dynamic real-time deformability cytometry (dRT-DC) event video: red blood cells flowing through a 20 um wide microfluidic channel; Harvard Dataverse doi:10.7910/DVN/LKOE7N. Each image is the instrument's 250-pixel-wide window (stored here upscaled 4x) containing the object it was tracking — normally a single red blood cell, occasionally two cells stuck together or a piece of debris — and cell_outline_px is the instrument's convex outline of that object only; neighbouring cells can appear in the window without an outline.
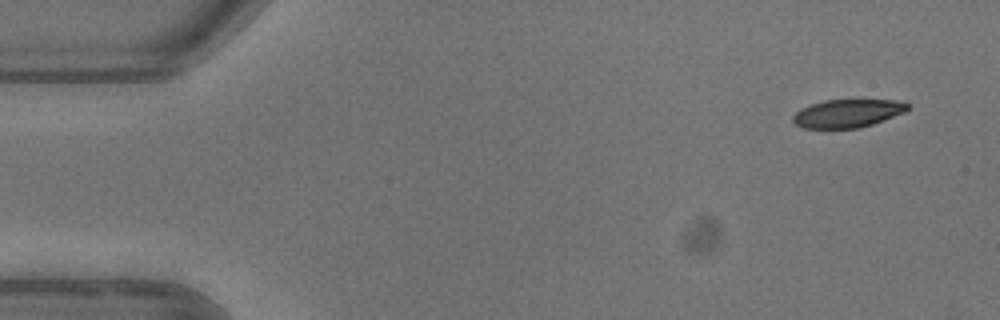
{"species": "common noctule bat (a hibernating species)", "species_latin": "Nyctalus noctula", "temperature_condition": "warm", "stored_images_in_passage": 5, "camera_frame_rate_fps": 3000, "um_per_image_px": 0.085, "animal": {"sex": "female"}, "frame": {"image": 1, "passage_image": 1, "time_ms": 0.0, "image_size_px": [1000, 320], "cell_outline_px": [[908, 108], [904, 112], [872, 124], [860, 128], [804, 128], [796, 124], [792, 120], [792, 116], [800, 108], [808, 104], [824, 100], [896, 100], [908, 104]], "centroid_in_image_um": [71.98, 9.63], "position_along_channel_um": 13.0, "area_um2": 18.73}}
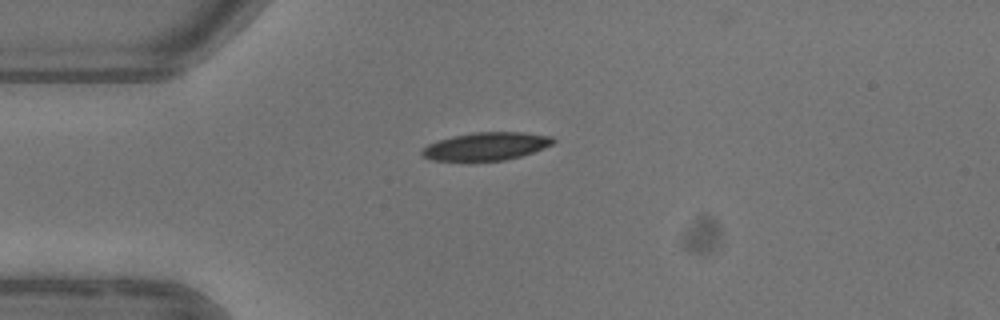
{"frame": {"image": 2, "passage_image": 4, "time_ms": 3.333, "image_size_px": [1000, 320], "cell_outline_px": [[556, 140], [552, 144], [544, 148], [520, 156], [504, 160], [432, 160], [424, 156], [420, 152], [428, 144], [440, 140], [472, 132], [520, 132], [552, 136]], "centroid_in_image_um": [41.36, 12.42], "position_along_channel_um": 43.6, "area_um2": 20.92}}
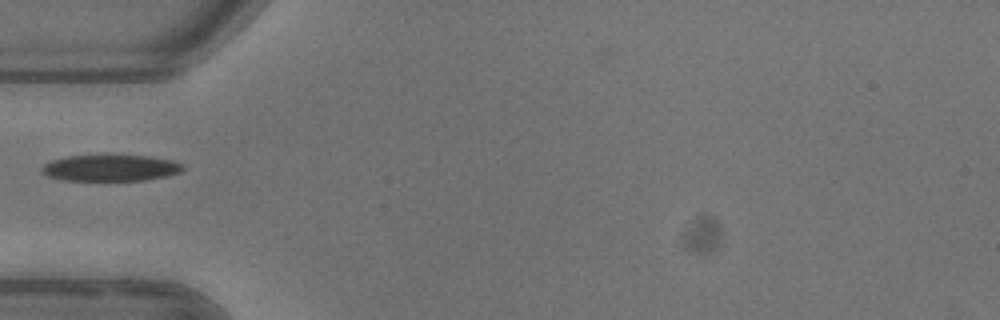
{"frame": {"image": 3, "passage_image": 5, "time_ms": 4.667, "image_size_px": [1000, 320], "cell_outline_px": [[184, 168], [180, 172], [164, 176], [144, 180], [64, 180], [48, 176], [40, 168], [44, 164], [52, 160], [68, 156], [104, 152], [148, 156], [172, 160], [184, 164]], "centroid_in_image_um": [9.39, 14.22], "position_along_channel_um": 75.6, "area_um2": 22.43}}